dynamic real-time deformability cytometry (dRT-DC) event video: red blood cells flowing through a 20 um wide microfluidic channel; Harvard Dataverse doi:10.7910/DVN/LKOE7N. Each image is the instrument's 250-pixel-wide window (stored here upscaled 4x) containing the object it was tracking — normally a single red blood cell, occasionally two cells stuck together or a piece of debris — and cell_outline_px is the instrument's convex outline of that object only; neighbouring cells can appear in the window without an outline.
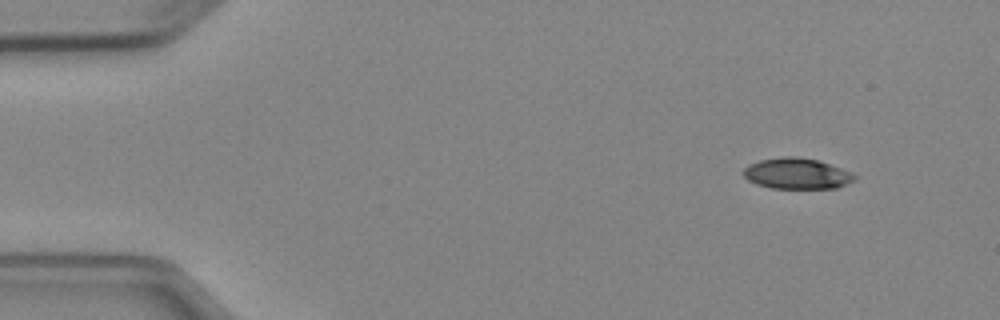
{"species": "Egyptian fruit bat (a non-hibernating species)", "species_latin": "Rousettus aegyptiacus", "temperature_condition": "cold", "stored_images_in_passage": 7, "camera_frame_rate_fps": 3000, "um_per_image_px": 0.085, "animal": {"sex": "female"}, "frame": {"image": 1, "passage_image": 1, "time_ms": 0.0, "image_size_px": [1000, 320], "cell_outline_px": [[856, 180], [836, 188], [772, 188], [756, 184], [748, 180], [744, 176], [744, 168], [748, 164], [760, 160], [784, 156], [796, 156], [816, 160], [840, 168], [856, 176]], "centroid_in_image_um": [67.7, 14.75], "position_along_channel_um": 17.3, "area_um2": 19.77}}
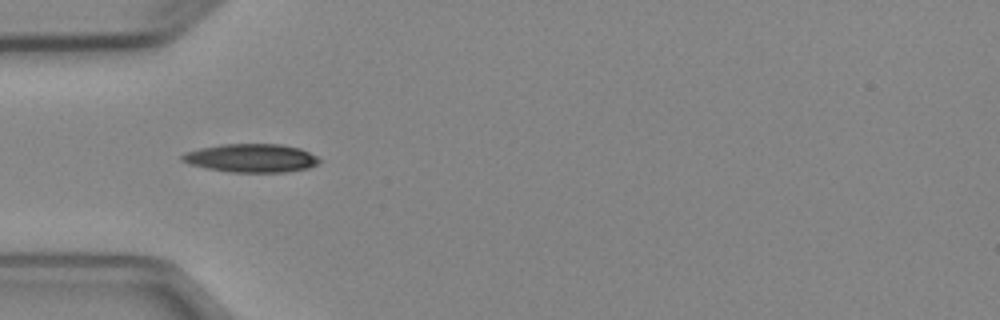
{"frame": {"image": 2, "passage_image": 4, "time_ms": 3.667, "image_size_px": [1000, 320], "cell_outline_px": [[320, 164], [308, 168], [284, 172], [232, 172], [208, 168], [188, 164], [180, 160], [180, 156], [184, 152], [200, 148], [220, 144], [280, 144], [300, 148], [316, 156], [320, 160]], "centroid_in_image_um": [21.34, 13.43], "position_along_channel_um": 63.7, "area_um2": 22.77}}
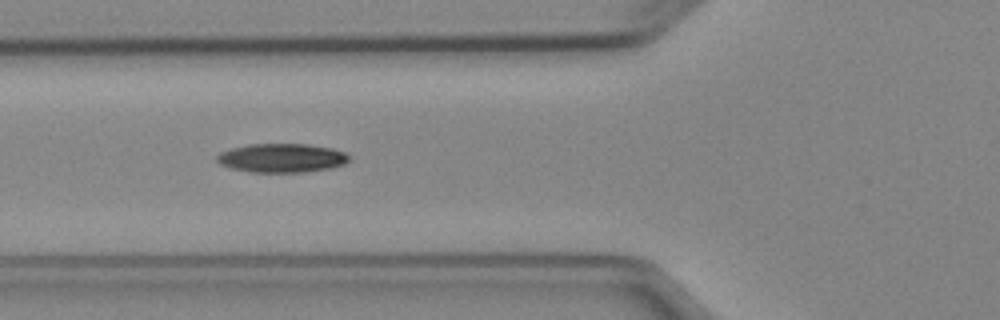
{"frame": {"image": 3, "passage_image": 5, "time_ms": 4.667, "image_size_px": [1000, 320], "cell_outline_px": [[352, 156], [344, 164], [328, 168], [300, 172], [252, 172], [232, 168], [220, 164], [216, 160], [216, 156], [220, 152], [232, 148], [248, 144], [308, 144], [332, 148], [348, 152]], "centroid_in_image_um": [23.97, 13.41], "position_along_channel_um": 101.8, "area_um2": 22.25}}